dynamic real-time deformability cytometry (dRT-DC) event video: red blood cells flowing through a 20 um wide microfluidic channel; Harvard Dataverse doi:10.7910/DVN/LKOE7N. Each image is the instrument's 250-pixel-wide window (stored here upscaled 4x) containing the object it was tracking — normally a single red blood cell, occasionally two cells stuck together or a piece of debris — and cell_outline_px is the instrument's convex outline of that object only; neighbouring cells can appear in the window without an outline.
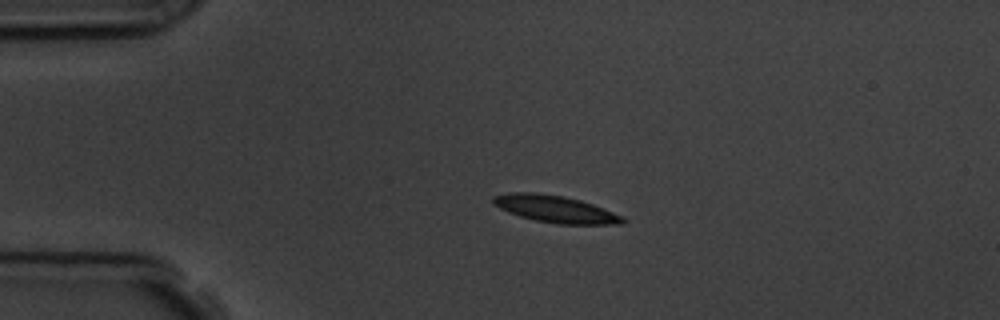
{"species": "common noctule bat (a hibernating species)", "species_latin": "Nyctalus noctula", "temperature_condition": "room temperature", "stored_images_in_passage": 4, "camera_frame_rate_fps": 3000, "um_per_image_px": 0.085, "animal": {"sex": "male", "body_mass_g": 19.5, "forearm_length_mm": 54.6}, "frame": {"image": 1, "passage_image": 3, "time_ms": 2.333, "image_size_px": [1000, 320], "cell_outline_px": [[628, 220], [620, 224], [556, 224], [536, 220], [520, 216], [508, 212], [492, 204], [492, 196], [508, 192], [536, 192], [564, 196], [580, 200], [592, 204], [624, 216]], "centroid_in_image_um": [47.19, 17.76], "position_along_channel_um": 37.8, "area_um2": 20.52}}